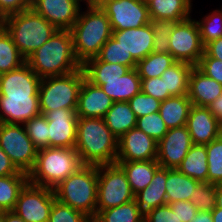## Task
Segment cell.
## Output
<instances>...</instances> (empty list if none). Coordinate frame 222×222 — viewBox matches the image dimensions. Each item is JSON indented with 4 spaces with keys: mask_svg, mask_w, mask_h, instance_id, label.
<instances>
[{
    "mask_svg": "<svg viewBox=\"0 0 222 222\" xmlns=\"http://www.w3.org/2000/svg\"><path fill=\"white\" fill-rule=\"evenodd\" d=\"M112 37L137 62L153 52V30L150 23L138 28L113 31Z\"/></svg>",
    "mask_w": 222,
    "mask_h": 222,
    "instance_id": "cell-21",
    "label": "cell"
},
{
    "mask_svg": "<svg viewBox=\"0 0 222 222\" xmlns=\"http://www.w3.org/2000/svg\"><path fill=\"white\" fill-rule=\"evenodd\" d=\"M4 221V212H0V222Z\"/></svg>",
    "mask_w": 222,
    "mask_h": 222,
    "instance_id": "cell-61",
    "label": "cell"
},
{
    "mask_svg": "<svg viewBox=\"0 0 222 222\" xmlns=\"http://www.w3.org/2000/svg\"><path fill=\"white\" fill-rule=\"evenodd\" d=\"M216 188L215 184L201 182L196 187L193 196L190 197V202L199 211L211 212L216 208Z\"/></svg>",
    "mask_w": 222,
    "mask_h": 222,
    "instance_id": "cell-43",
    "label": "cell"
},
{
    "mask_svg": "<svg viewBox=\"0 0 222 222\" xmlns=\"http://www.w3.org/2000/svg\"><path fill=\"white\" fill-rule=\"evenodd\" d=\"M196 67L206 76L215 79L222 85V61L209 57L205 52Z\"/></svg>",
    "mask_w": 222,
    "mask_h": 222,
    "instance_id": "cell-46",
    "label": "cell"
},
{
    "mask_svg": "<svg viewBox=\"0 0 222 222\" xmlns=\"http://www.w3.org/2000/svg\"><path fill=\"white\" fill-rule=\"evenodd\" d=\"M144 222H182L179 217L172 212L170 205L158 206L152 210Z\"/></svg>",
    "mask_w": 222,
    "mask_h": 222,
    "instance_id": "cell-49",
    "label": "cell"
},
{
    "mask_svg": "<svg viewBox=\"0 0 222 222\" xmlns=\"http://www.w3.org/2000/svg\"><path fill=\"white\" fill-rule=\"evenodd\" d=\"M157 144L143 131L133 128L118 139L116 161L156 160Z\"/></svg>",
    "mask_w": 222,
    "mask_h": 222,
    "instance_id": "cell-16",
    "label": "cell"
},
{
    "mask_svg": "<svg viewBox=\"0 0 222 222\" xmlns=\"http://www.w3.org/2000/svg\"><path fill=\"white\" fill-rule=\"evenodd\" d=\"M133 199L126 173L118 163L98 166L97 214Z\"/></svg>",
    "mask_w": 222,
    "mask_h": 222,
    "instance_id": "cell-8",
    "label": "cell"
},
{
    "mask_svg": "<svg viewBox=\"0 0 222 222\" xmlns=\"http://www.w3.org/2000/svg\"><path fill=\"white\" fill-rule=\"evenodd\" d=\"M84 3H97L99 0H82Z\"/></svg>",
    "mask_w": 222,
    "mask_h": 222,
    "instance_id": "cell-59",
    "label": "cell"
},
{
    "mask_svg": "<svg viewBox=\"0 0 222 222\" xmlns=\"http://www.w3.org/2000/svg\"><path fill=\"white\" fill-rule=\"evenodd\" d=\"M3 222H25V221L13 211H4Z\"/></svg>",
    "mask_w": 222,
    "mask_h": 222,
    "instance_id": "cell-55",
    "label": "cell"
},
{
    "mask_svg": "<svg viewBox=\"0 0 222 222\" xmlns=\"http://www.w3.org/2000/svg\"><path fill=\"white\" fill-rule=\"evenodd\" d=\"M175 62L176 60L170 53L152 52L137 62L136 70L140 79L161 77L162 73Z\"/></svg>",
    "mask_w": 222,
    "mask_h": 222,
    "instance_id": "cell-34",
    "label": "cell"
},
{
    "mask_svg": "<svg viewBox=\"0 0 222 222\" xmlns=\"http://www.w3.org/2000/svg\"><path fill=\"white\" fill-rule=\"evenodd\" d=\"M44 116L48 121L49 147L75 148L78 122L76 109H55Z\"/></svg>",
    "mask_w": 222,
    "mask_h": 222,
    "instance_id": "cell-14",
    "label": "cell"
},
{
    "mask_svg": "<svg viewBox=\"0 0 222 222\" xmlns=\"http://www.w3.org/2000/svg\"><path fill=\"white\" fill-rule=\"evenodd\" d=\"M204 52L209 56L222 61V37L207 43Z\"/></svg>",
    "mask_w": 222,
    "mask_h": 222,
    "instance_id": "cell-52",
    "label": "cell"
},
{
    "mask_svg": "<svg viewBox=\"0 0 222 222\" xmlns=\"http://www.w3.org/2000/svg\"><path fill=\"white\" fill-rule=\"evenodd\" d=\"M83 166L75 148L48 147L38 150L29 182L54 189Z\"/></svg>",
    "mask_w": 222,
    "mask_h": 222,
    "instance_id": "cell-4",
    "label": "cell"
},
{
    "mask_svg": "<svg viewBox=\"0 0 222 222\" xmlns=\"http://www.w3.org/2000/svg\"><path fill=\"white\" fill-rule=\"evenodd\" d=\"M206 14L199 20L196 19L204 46L222 37V14L218 9H214L212 12L210 10V13Z\"/></svg>",
    "mask_w": 222,
    "mask_h": 222,
    "instance_id": "cell-40",
    "label": "cell"
},
{
    "mask_svg": "<svg viewBox=\"0 0 222 222\" xmlns=\"http://www.w3.org/2000/svg\"><path fill=\"white\" fill-rule=\"evenodd\" d=\"M100 87L113 102H128L141 91V79L136 68H133L118 79L103 80Z\"/></svg>",
    "mask_w": 222,
    "mask_h": 222,
    "instance_id": "cell-24",
    "label": "cell"
},
{
    "mask_svg": "<svg viewBox=\"0 0 222 222\" xmlns=\"http://www.w3.org/2000/svg\"><path fill=\"white\" fill-rule=\"evenodd\" d=\"M136 118L159 111L161 101L140 91L128 101Z\"/></svg>",
    "mask_w": 222,
    "mask_h": 222,
    "instance_id": "cell-45",
    "label": "cell"
},
{
    "mask_svg": "<svg viewBox=\"0 0 222 222\" xmlns=\"http://www.w3.org/2000/svg\"><path fill=\"white\" fill-rule=\"evenodd\" d=\"M41 78L27 63L0 75V95L2 96H39Z\"/></svg>",
    "mask_w": 222,
    "mask_h": 222,
    "instance_id": "cell-18",
    "label": "cell"
},
{
    "mask_svg": "<svg viewBox=\"0 0 222 222\" xmlns=\"http://www.w3.org/2000/svg\"><path fill=\"white\" fill-rule=\"evenodd\" d=\"M169 205L172 212L176 214L182 222H190L199 211L190 201H177Z\"/></svg>",
    "mask_w": 222,
    "mask_h": 222,
    "instance_id": "cell-50",
    "label": "cell"
},
{
    "mask_svg": "<svg viewBox=\"0 0 222 222\" xmlns=\"http://www.w3.org/2000/svg\"><path fill=\"white\" fill-rule=\"evenodd\" d=\"M26 59L21 55L12 37L4 28L0 32V75L21 67Z\"/></svg>",
    "mask_w": 222,
    "mask_h": 222,
    "instance_id": "cell-35",
    "label": "cell"
},
{
    "mask_svg": "<svg viewBox=\"0 0 222 222\" xmlns=\"http://www.w3.org/2000/svg\"><path fill=\"white\" fill-rule=\"evenodd\" d=\"M113 100L99 86L86 78L80 88L76 113L81 118H104L112 107Z\"/></svg>",
    "mask_w": 222,
    "mask_h": 222,
    "instance_id": "cell-20",
    "label": "cell"
},
{
    "mask_svg": "<svg viewBox=\"0 0 222 222\" xmlns=\"http://www.w3.org/2000/svg\"><path fill=\"white\" fill-rule=\"evenodd\" d=\"M31 6L32 0H0V14L6 18L21 11H26Z\"/></svg>",
    "mask_w": 222,
    "mask_h": 222,
    "instance_id": "cell-48",
    "label": "cell"
},
{
    "mask_svg": "<svg viewBox=\"0 0 222 222\" xmlns=\"http://www.w3.org/2000/svg\"><path fill=\"white\" fill-rule=\"evenodd\" d=\"M26 63L40 78L66 75L82 68L74 54L70 30H57Z\"/></svg>",
    "mask_w": 222,
    "mask_h": 222,
    "instance_id": "cell-3",
    "label": "cell"
},
{
    "mask_svg": "<svg viewBox=\"0 0 222 222\" xmlns=\"http://www.w3.org/2000/svg\"><path fill=\"white\" fill-rule=\"evenodd\" d=\"M221 7V9L220 8H217L218 10H219V12L222 14V6H220Z\"/></svg>",
    "mask_w": 222,
    "mask_h": 222,
    "instance_id": "cell-62",
    "label": "cell"
},
{
    "mask_svg": "<svg viewBox=\"0 0 222 222\" xmlns=\"http://www.w3.org/2000/svg\"><path fill=\"white\" fill-rule=\"evenodd\" d=\"M4 28L25 59L58 30L32 8L6 17Z\"/></svg>",
    "mask_w": 222,
    "mask_h": 222,
    "instance_id": "cell-6",
    "label": "cell"
},
{
    "mask_svg": "<svg viewBox=\"0 0 222 222\" xmlns=\"http://www.w3.org/2000/svg\"><path fill=\"white\" fill-rule=\"evenodd\" d=\"M216 207L222 208V184H218L216 188Z\"/></svg>",
    "mask_w": 222,
    "mask_h": 222,
    "instance_id": "cell-57",
    "label": "cell"
},
{
    "mask_svg": "<svg viewBox=\"0 0 222 222\" xmlns=\"http://www.w3.org/2000/svg\"><path fill=\"white\" fill-rule=\"evenodd\" d=\"M82 68L86 79L99 87L103 84V80L118 79L131 70L128 66L100 61L97 57L87 60Z\"/></svg>",
    "mask_w": 222,
    "mask_h": 222,
    "instance_id": "cell-30",
    "label": "cell"
},
{
    "mask_svg": "<svg viewBox=\"0 0 222 222\" xmlns=\"http://www.w3.org/2000/svg\"><path fill=\"white\" fill-rule=\"evenodd\" d=\"M190 222H213V218L209 211H198Z\"/></svg>",
    "mask_w": 222,
    "mask_h": 222,
    "instance_id": "cell-54",
    "label": "cell"
},
{
    "mask_svg": "<svg viewBox=\"0 0 222 222\" xmlns=\"http://www.w3.org/2000/svg\"><path fill=\"white\" fill-rule=\"evenodd\" d=\"M193 0H153L148 5L150 18L181 22L192 17Z\"/></svg>",
    "mask_w": 222,
    "mask_h": 222,
    "instance_id": "cell-27",
    "label": "cell"
},
{
    "mask_svg": "<svg viewBox=\"0 0 222 222\" xmlns=\"http://www.w3.org/2000/svg\"><path fill=\"white\" fill-rule=\"evenodd\" d=\"M177 169L199 182H208L206 145L193 144Z\"/></svg>",
    "mask_w": 222,
    "mask_h": 222,
    "instance_id": "cell-31",
    "label": "cell"
},
{
    "mask_svg": "<svg viewBox=\"0 0 222 222\" xmlns=\"http://www.w3.org/2000/svg\"><path fill=\"white\" fill-rule=\"evenodd\" d=\"M170 54L176 61L186 62L196 66L204 54L198 24L190 17L178 22L170 35Z\"/></svg>",
    "mask_w": 222,
    "mask_h": 222,
    "instance_id": "cell-11",
    "label": "cell"
},
{
    "mask_svg": "<svg viewBox=\"0 0 222 222\" xmlns=\"http://www.w3.org/2000/svg\"><path fill=\"white\" fill-rule=\"evenodd\" d=\"M103 119L117 139L130 129L136 128L137 118L128 102H113Z\"/></svg>",
    "mask_w": 222,
    "mask_h": 222,
    "instance_id": "cell-29",
    "label": "cell"
},
{
    "mask_svg": "<svg viewBox=\"0 0 222 222\" xmlns=\"http://www.w3.org/2000/svg\"><path fill=\"white\" fill-rule=\"evenodd\" d=\"M141 1L148 6L153 0H141Z\"/></svg>",
    "mask_w": 222,
    "mask_h": 222,
    "instance_id": "cell-60",
    "label": "cell"
},
{
    "mask_svg": "<svg viewBox=\"0 0 222 222\" xmlns=\"http://www.w3.org/2000/svg\"><path fill=\"white\" fill-rule=\"evenodd\" d=\"M97 187L98 166L83 165L53 190L57 201L93 220L97 215Z\"/></svg>",
    "mask_w": 222,
    "mask_h": 222,
    "instance_id": "cell-5",
    "label": "cell"
},
{
    "mask_svg": "<svg viewBox=\"0 0 222 222\" xmlns=\"http://www.w3.org/2000/svg\"><path fill=\"white\" fill-rule=\"evenodd\" d=\"M75 149L83 165L112 164L116 163L118 139L103 118L78 117Z\"/></svg>",
    "mask_w": 222,
    "mask_h": 222,
    "instance_id": "cell-2",
    "label": "cell"
},
{
    "mask_svg": "<svg viewBox=\"0 0 222 222\" xmlns=\"http://www.w3.org/2000/svg\"><path fill=\"white\" fill-rule=\"evenodd\" d=\"M192 102L188 95L171 96L161 102L159 113L168 129L186 125Z\"/></svg>",
    "mask_w": 222,
    "mask_h": 222,
    "instance_id": "cell-28",
    "label": "cell"
},
{
    "mask_svg": "<svg viewBox=\"0 0 222 222\" xmlns=\"http://www.w3.org/2000/svg\"><path fill=\"white\" fill-rule=\"evenodd\" d=\"M100 61L107 63H116L128 66L131 69L136 68L137 61L128 55L127 51L111 37L101 48L99 54L96 56Z\"/></svg>",
    "mask_w": 222,
    "mask_h": 222,
    "instance_id": "cell-38",
    "label": "cell"
},
{
    "mask_svg": "<svg viewBox=\"0 0 222 222\" xmlns=\"http://www.w3.org/2000/svg\"><path fill=\"white\" fill-rule=\"evenodd\" d=\"M19 172L9 156L0 147V177L15 175Z\"/></svg>",
    "mask_w": 222,
    "mask_h": 222,
    "instance_id": "cell-51",
    "label": "cell"
},
{
    "mask_svg": "<svg viewBox=\"0 0 222 222\" xmlns=\"http://www.w3.org/2000/svg\"><path fill=\"white\" fill-rule=\"evenodd\" d=\"M23 125L38 150L49 147L48 121L43 114L31 118Z\"/></svg>",
    "mask_w": 222,
    "mask_h": 222,
    "instance_id": "cell-41",
    "label": "cell"
},
{
    "mask_svg": "<svg viewBox=\"0 0 222 222\" xmlns=\"http://www.w3.org/2000/svg\"><path fill=\"white\" fill-rule=\"evenodd\" d=\"M83 68L61 76L41 78L38 95L41 114L55 109H76L85 79Z\"/></svg>",
    "mask_w": 222,
    "mask_h": 222,
    "instance_id": "cell-7",
    "label": "cell"
},
{
    "mask_svg": "<svg viewBox=\"0 0 222 222\" xmlns=\"http://www.w3.org/2000/svg\"><path fill=\"white\" fill-rule=\"evenodd\" d=\"M55 200L53 189L28 181L18 195L13 212L25 222H48Z\"/></svg>",
    "mask_w": 222,
    "mask_h": 222,
    "instance_id": "cell-10",
    "label": "cell"
},
{
    "mask_svg": "<svg viewBox=\"0 0 222 222\" xmlns=\"http://www.w3.org/2000/svg\"><path fill=\"white\" fill-rule=\"evenodd\" d=\"M28 181V174L21 171L0 177V208L3 211H13L18 195Z\"/></svg>",
    "mask_w": 222,
    "mask_h": 222,
    "instance_id": "cell-33",
    "label": "cell"
},
{
    "mask_svg": "<svg viewBox=\"0 0 222 222\" xmlns=\"http://www.w3.org/2000/svg\"><path fill=\"white\" fill-rule=\"evenodd\" d=\"M192 146V138L186 125L171 128L157 144L156 160L161 167L177 168Z\"/></svg>",
    "mask_w": 222,
    "mask_h": 222,
    "instance_id": "cell-13",
    "label": "cell"
},
{
    "mask_svg": "<svg viewBox=\"0 0 222 222\" xmlns=\"http://www.w3.org/2000/svg\"><path fill=\"white\" fill-rule=\"evenodd\" d=\"M136 128L159 142L169 130L158 112L137 118Z\"/></svg>",
    "mask_w": 222,
    "mask_h": 222,
    "instance_id": "cell-42",
    "label": "cell"
},
{
    "mask_svg": "<svg viewBox=\"0 0 222 222\" xmlns=\"http://www.w3.org/2000/svg\"><path fill=\"white\" fill-rule=\"evenodd\" d=\"M0 147L16 168L29 174L35 166L38 149L23 124L0 122Z\"/></svg>",
    "mask_w": 222,
    "mask_h": 222,
    "instance_id": "cell-9",
    "label": "cell"
},
{
    "mask_svg": "<svg viewBox=\"0 0 222 222\" xmlns=\"http://www.w3.org/2000/svg\"><path fill=\"white\" fill-rule=\"evenodd\" d=\"M166 168L159 167L150 184L134 195L138 212L145 220L152 210L167 204L166 197Z\"/></svg>",
    "mask_w": 222,
    "mask_h": 222,
    "instance_id": "cell-22",
    "label": "cell"
},
{
    "mask_svg": "<svg viewBox=\"0 0 222 222\" xmlns=\"http://www.w3.org/2000/svg\"><path fill=\"white\" fill-rule=\"evenodd\" d=\"M5 27V18L0 14V32L4 29Z\"/></svg>",
    "mask_w": 222,
    "mask_h": 222,
    "instance_id": "cell-58",
    "label": "cell"
},
{
    "mask_svg": "<svg viewBox=\"0 0 222 222\" xmlns=\"http://www.w3.org/2000/svg\"><path fill=\"white\" fill-rule=\"evenodd\" d=\"M113 31L138 28L150 23L148 6L141 0H99Z\"/></svg>",
    "mask_w": 222,
    "mask_h": 222,
    "instance_id": "cell-12",
    "label": "cell"
},
{
    "mask_svg": "<svg viewBox=\"0 0 222 222\" xmlns=\"http://www.w3.org/2000/svg\"><path fill=\"white\" fill-rule=\"evenodd\" d=\"M221 95L222 85L193 66L188 84V97L192 105L208 107Z\"/></svg>",
    "mask_w": 222,
    "mask_h": 222,
    "instance_id": "cell-23",
    "label": "cell"
},
{
    "mask_svg": "<svg viewBox=\"0 0 222 222\" xmlns=\"http://www.w3.org/2000/svg\"><path fill=\"white\" fill-rule=\"evenodd\" d=\"M208 183L222 184V134L206 145Z\"/></svg>",
    "mask_w": 222,
    "mask_h": 222,
    "instance_id": "cell-39",
    "label": "cell"
},
{
    "mask_svg": "<svg viewBox=\"0 0 222 222\" xmlns=\"http://www.w3.org/2000/svg\"><path fill=\"white\" fill-rule=\"evenodd\" d=\"M127 176L132 193L135 195L145 189L160 167L157 160L116 161Z\"/></svg>",
    "mask_w": 222,
    "mask_h": 222,
    "instance_id": "cell-25",
    "label": "cell"
},
{
    "mask_svg": "<svg viewBox=\"0 0 222 222\" xmlns=\"http://www.w3.org/2000/svg\"><path fill=\"white\" fill-rule=\"evenodd\" d=\"M209 110L212 112L214 117L222 123V95L215 99L209 106Z\"/></svg>",
    "mask_w": 222,
    "mask_h": 222,
    "instance_id": "cell-53",
    "label": "cell"
},
{
    "mask_svg": "<svg viewBox=\"0 0 222 222\" xmlns=\"http://www.w3.org/2000/svg\"><path fill=\"white\" fill-rule=\"evenodd\" d=\"M186 127L195 145H207L222 134V123L214 117L208 107L192 105Z\"/></svg>",
    "mask_w": 222,
    "mask_h": 222,
    "instance_id": "cell-17",
    "label": "cell"
},
{
    "mask_svg": "<svg viewBox=\"0 0 222 222\" xmlns=\"http://www.w3.org/2000/svg\"><path fill=\"white\" fill-rule=\"evenodd\" d=\"M83 3L82 0H32L31 8L58 30H70L78 19Z\"/></svg>",
    "mask_w": 222,
    "mask_h": 222,
    "instance_id": "cell-15",
    "label": "cell"
},
{
    "mask_svg": "<svg viewBox=\"0 0 222 222\" xmlns=\"http://www.w3.org/2000/svg\"><path fill=\"white\" fill-rule=\"evenodd\" d=\"M141 91L161 102L171 97L169 92L165 91L164 79L161 77L141 79Z\"/></svg>",
    "mask_w": 222,
    "mask_h": 222,
    "instance_id": "cell-47",
    "label": "cell"
},
{
    "mask_svg": "<svg viewBox=\"0 0 222 222\" xmlns=\"http://www.w3.org/2000/svg\"><path fill=\"white\" fill-rule=\"evenodd\" d=\"M193 65L176 61L166 69L161 78L164 79L165 91L171 96L188 95L189 75Z\"/></svg>",
    "mask_w": 222,
    "mask_h": 222,
    "instance_id": "cell-32",
    "label": "cell"
},
{
    "mask_svg": "<svg viewBox=\"0 0 222 222\" xmlns=\"http://www.w3.org/2000/svg\"><path fill=\"white\" fill-rule=\"evenodd\" d=\"M48 222H92L84 213L55 200Z\"/></svg>",
    "mask_w": 222,
    "mask_h": 222,
    "instance_id": "cell-44",
    "label": "cell"
},
{
    "mask_svg": "<svg viewBox=\"0 0 222 222\" xmlns=\"http://www.w3.org/2000/svg\"><path fill=\"white\" fill-rule=\"evenodd\" d=\"M166 197L167 204L177 201H190L196 187L201 183L180 172L177 168H166Z\"/></svg>",
    "mask_w": 222,
    "mask_h": 222,
    "instance_id": "cell-26",
    "label": "cell"
},
{
    "mask_svg": "<svg viewBox=\"0 0 222 222\" xmlns=\"http://www.w3.org/2000/svg\"><path fill=\"white\" fill-rule=\"evenodd\" d=\"M213 222H222V208L216 207L211 211Z\"/></svg>",
    "mask_w": 222,
    "mask_h": 222,
    "instance_id": "cell-56",
    "label": "cell"
},
{
    "mask_svg": "<svg viewBox=\"0 0 222 222\" xmlns=\"http://www.w3.org/2000/svg\"><path fill=\"white\" fill-rule=\"evenodd\" d=\"M92 222H144L138 212L136 200L124 203L120 206L101 210Z\"/></svg>",
    "mask_w": 222,
    "mask_h": 222,
    "instance_id": "cell-36",
    "label": "cell"
},
{
    "mask_svg": "<svg viewBox=\"0 0 222 222\" xmlns=\"http://www.w3.org/2000/svg\"><path fill=\"white\" fill-rule=\"evenodd\" d=\"M39 96L0 95V122L24 124L40 115Z\"/></svg>",
    "mask_w": 222,
    "mask_h": 222,
    "instance_id": "cell-19",
    "label": "cell"
},
{
    "mask_svg": "<svg viewBox=\"0 0 222 222\" xmlns=\"http://www.w3.org/2000/svg\"><path fill=\"white\" fill-rule=\"evenodd\" d=\"M177 23L168 19L150 18L153 30V52L170 53V35Z\"/></svg>",
    "mask_w": 222,
    "mask_h": 222,
    "instance_id": "cell-37",
    "label": "cell"
},
{
    "mask_svg": "<svg viewBox=\"0 0 222 222\" xmlns=\"http://www.w3.org/2000/svg\"><path fill=\"white\" fill-rule=\"evenodd\" d=\"M77 21L70 29L73 49L81 65L96 57L102 46L112 37V28L106 12L98 3H84Z\"/></svg>",
    "mask_w": 222,
    "mask_h": 222,
    "instance_id": "cell-1",
    "label": "cell"
}]
</instances>
